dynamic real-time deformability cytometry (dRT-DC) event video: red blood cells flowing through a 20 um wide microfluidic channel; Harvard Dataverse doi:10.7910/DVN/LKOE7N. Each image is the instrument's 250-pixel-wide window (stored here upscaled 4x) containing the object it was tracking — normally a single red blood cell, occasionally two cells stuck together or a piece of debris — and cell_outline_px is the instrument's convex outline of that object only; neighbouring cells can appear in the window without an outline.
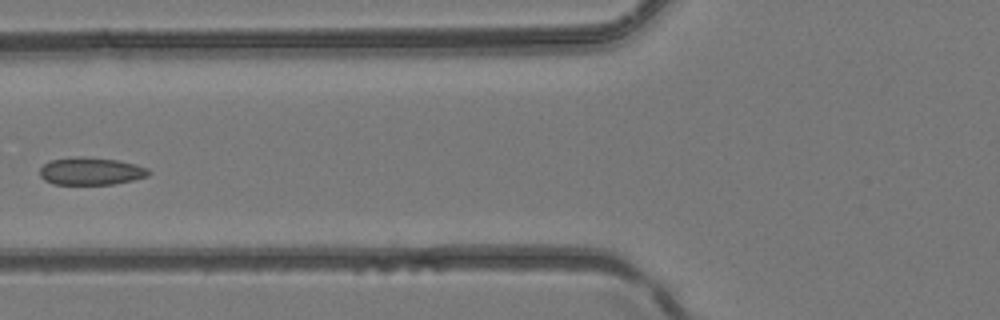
{"species": "common noctule bat (a hibernating species)", "species_latin": "Nyctalus noctula", "temperature_condition": "room temperature", "stored_images_in_passage": 5, "camera_frame_rate_fps": 3000, "um_per_image_px": 0.085, "animal": {"sex": "female", "body_mass_g": 24.6, "forearm_length_mm": 56.2}, "frame": {"image": 1, "passage_image": 5, "time_ms": 1.333, "image_size_px": [1000, 320], "cell_outline_px": [[152, 172], [148, 176], [132, 180], [112, 184], [52, 184], [44, 180], [40, 176], [40, 168], [48, 160], [72, 156], [88, 156], [116, 160], [136, 164], [148, 168]], "centroid_in_image_um": [7.7, 14.53], "position_along_channel_um": 118.1, "area_um2": 17.74}}